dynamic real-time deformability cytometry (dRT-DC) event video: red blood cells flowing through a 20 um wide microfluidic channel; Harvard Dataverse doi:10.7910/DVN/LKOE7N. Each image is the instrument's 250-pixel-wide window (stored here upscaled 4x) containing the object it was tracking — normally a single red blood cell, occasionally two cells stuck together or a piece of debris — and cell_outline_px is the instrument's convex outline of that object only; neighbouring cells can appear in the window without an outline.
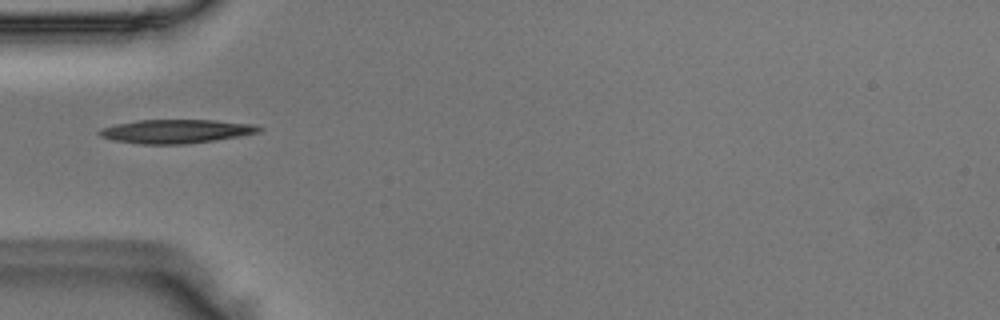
{"species": "Egyptian fruit bat (a non-hibernating species)", "species_latin": "Rousettus aegyptiacus", "temperature_condition": "room temperature", "stored_images_in_passage": 35, "camera_frame_rate_fps": 3000, "um_per_image_px": 0.085, "animal": {"sex": "male"}, "frame": {"image": 1, "passage_image": 1, "time_ms": 0.0, "image_size_px": [1000, 320], "cell_outline_px": [[264, 128], [260, 132], [216, 140], [184, 144], [140, 144], [112, 140], [100, 136], [96, 132], [100, 128], [116, 124], [136, 120], [212, 120], [252, 124]], "centroid_in_image_um": [14.92, 11.16], "position_along_channel_um": 70.1, "area_um2": 22.14}}
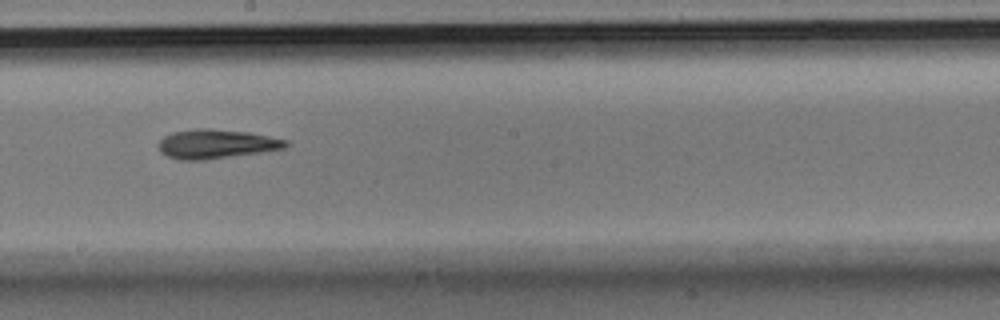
{"frame": {"image": 2, "passage_image": 13, "time_ms": 4.0, "image_size_px": [1000, 320], "cell_outline_px": [[288, 144], [284, 148], [260, 152], [200, 160], [180, 160], [168, 156], [160, 152], [156, 144], [164, 136], [172, 132], [196, 128], [212, 128], [248, 132], [288, 140]], "centroid_in_image_um": [18.32, 12.22], "position_along_channel_um": 229.9, "area_um2": 21.56}}
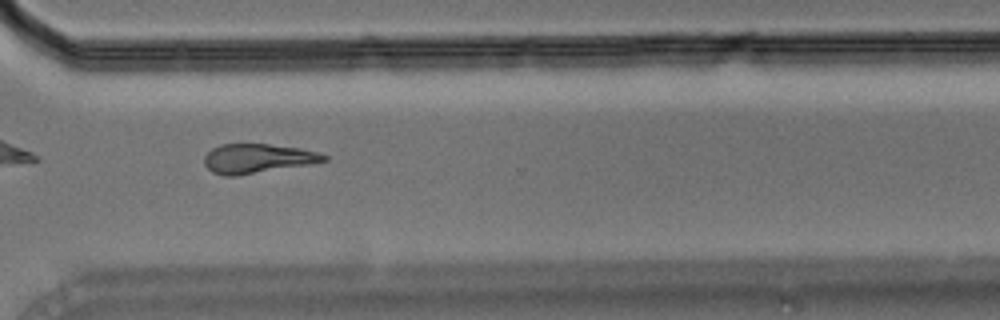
{"frame": {"image": 3, "passage_image": 22, "time_ms": 7.0, "image_size_px": [1000, 320], "cell_outline_px": [[328, 160], [312, 164], [236, 176], [224, 176], [212, 172], [204, 164], [204, 156], [212, 148], [220, 144], [268, 144], [300, 148], [316, 152], [328, 156]], "centroid_in_image_um": [21.88, 13.48], "position_along_channel_um": 348.7, "area_um2": 20.52}}